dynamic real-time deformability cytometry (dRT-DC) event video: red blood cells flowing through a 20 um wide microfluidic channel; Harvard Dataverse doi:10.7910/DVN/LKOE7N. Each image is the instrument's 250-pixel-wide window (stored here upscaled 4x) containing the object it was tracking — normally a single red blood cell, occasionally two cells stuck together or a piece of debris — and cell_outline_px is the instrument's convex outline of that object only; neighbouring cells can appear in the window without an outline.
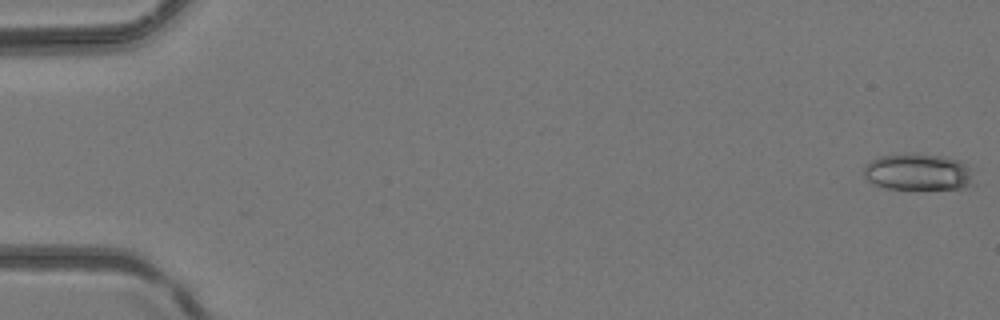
{"species": "common noctule bat (a hibernating species)", "species_latin": "Nyctalus noctula", "temperature_condition": "room temperature", "stored_images_in_passage": 5, "camera_frame_rate_fps": 3000, "um_per_image_px": 0.085, "animal": {"sex": "female", "body_mass_g": 24.6, "forearm_length_mm": 56.2}, "frame": {"image": 1, "passage_image": 1, "time_ms": 0.0, "image_size_px": [1000, 320], "cell_outline_px": [[976, 184], [960, 188], [884, 188], [868, 180], [864, 176], [864, 168], [872, 160], [880, 156], [940, 156], [960, 160], [968, 168]], "centroid_in_image_um": [78.06, 14.66], "position_along_channel_um": 6.9, "area_um2": 22.43}}
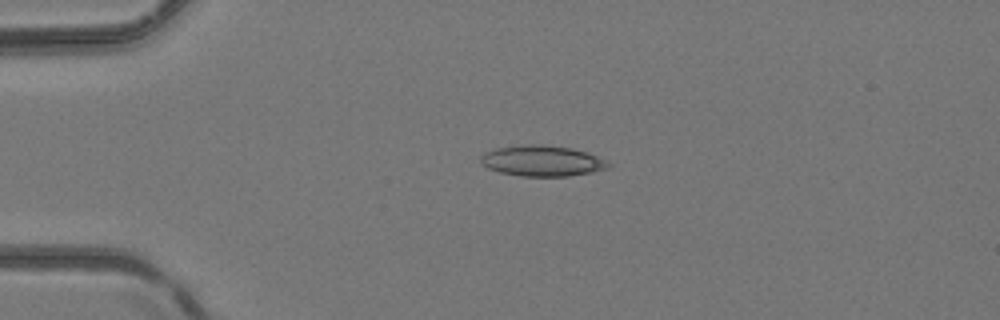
{"frame": {"image": 2, "passage_image": 4, "time_ms": 1.0, "image_size_px": [1000, 320], "cell_outline_px": [[612, 164], [608, 168], [592, 172], [568, 176], [520, 176], [500, 172], [488, 168], [480, 164], [480, 156], [484, 152], [496, 148], [528, 144], [540, 144], [572, 148], [588, 152]], "centroid_in_image_um": [46.06, 13.67], "position_along_channel_um": 38.9, "area_um2": 22.95}}